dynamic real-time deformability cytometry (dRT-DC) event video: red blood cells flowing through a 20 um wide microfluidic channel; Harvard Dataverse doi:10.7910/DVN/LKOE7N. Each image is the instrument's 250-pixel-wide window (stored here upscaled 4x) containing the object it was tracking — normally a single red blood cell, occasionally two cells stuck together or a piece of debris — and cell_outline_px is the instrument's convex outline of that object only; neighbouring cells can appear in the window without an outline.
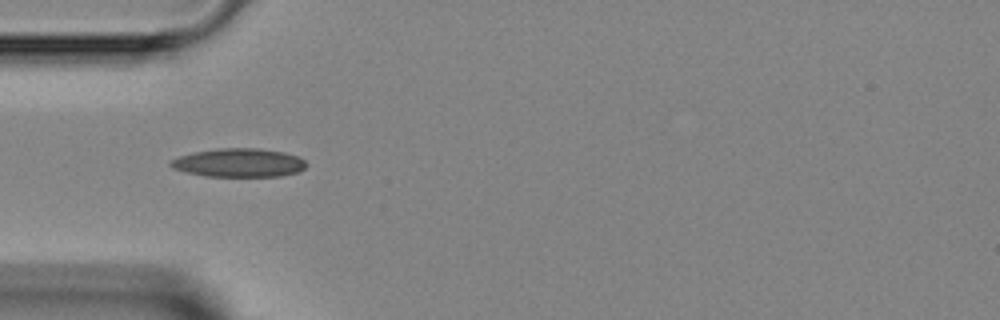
{"species": "Egyptian fruit bat (a non-hibernating species)", "species_latin": "Rousettus aegyptiacus", "temperature_condition": "room temperature", "stored_images_in_passage": 3, "camera_frame_rate_fps": 3000, "um_per_image_px": 0.085, "animal": {"sex": "female"}, "frame": {"image": 1, "passage_image": 1, "time_ms": 0.0, "image_size_px": [1000, 320], "cell_outline_px": [[308, 164], [304, 168], [296, 172], [280, 176], [204, 176], [172, 168], [168, 164], [168, 160], [192, 152], [220, 148], [260, 148], [284, 152], [300, 156]], "centroid_in_image_um": [20.3, 13.82], "position_along_channel_um": 64.7, "area_um2": 22.72}}
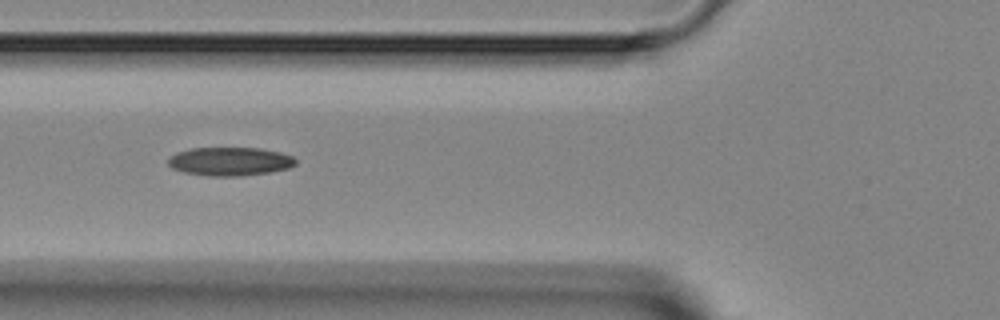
{"frame": {"image": 2, "passage_image": 2, "time_ms": 1.0, "image_size_px": [1000, 320], "cell_outline_px": [[296, 164], [288, 168], [272, 172], [240, 176], [208, 176], [184, 172], [172, 168], [168, 164], [168, 156], [176, 152], [192, 148], [260, 148], [280, 152], [292, 156], [296, 160]], "centroid_in_image_um": [19.53, 13.72], "position_along_channel_um": 106.3, "area_um2": 21.33}}
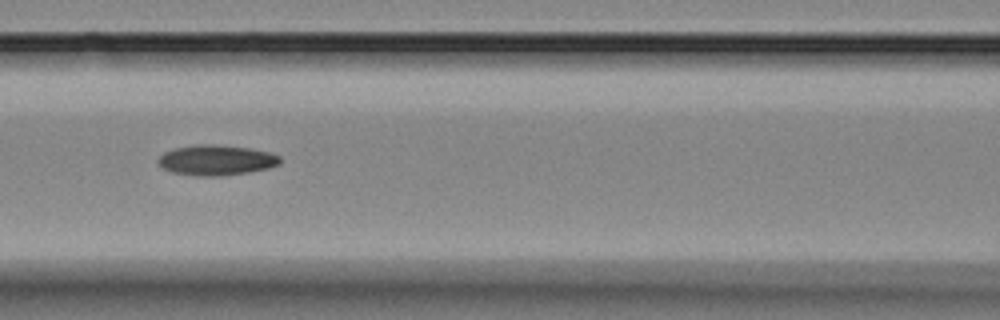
{"frame": {"image": 3, "passage_image": 3, "time_ms": 2.0, "image_size_px": [1000, 320], "cell_outline_px": [[280, 164], [268, 168], [248, 172], [220, 176], [196, 176], [172, 172], [156, 164], [156, 160], [164, 152], [172, 148], [196, 144], [212, 144], [252, 148], [268, 152], [280, 156]], "centroid_in_image_um": [18.34, 13.6], "position_along_channel_um": 148.3, "area_um2": 21.73}}